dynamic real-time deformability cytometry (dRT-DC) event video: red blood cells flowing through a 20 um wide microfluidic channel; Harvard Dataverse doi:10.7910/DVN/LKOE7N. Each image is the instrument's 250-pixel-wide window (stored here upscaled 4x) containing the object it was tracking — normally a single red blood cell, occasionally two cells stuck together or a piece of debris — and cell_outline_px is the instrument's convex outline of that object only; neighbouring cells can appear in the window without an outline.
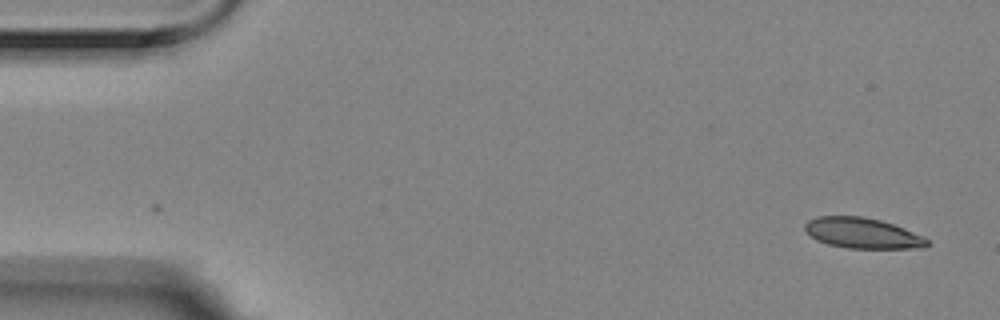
{"species": "Egyptian fruit bat (a non-hibernating species)", "species_latin": "Rousettus aegyptiacus", "temperature_condition": "room temperature", "stored_images_in_passage": 6, "camera_frame_rate_fps": 3000, "um_per_image_px": 0.085, "animal": {"sex": "female"}, "frame": {"image": 1, "passage_image": 1, "time_ms": 0.0, "image_size_px": [1000, 320], "cell_outline_px": [[928, 244], [924, 248], [848, 248], [828, 244], [816, 240], [804, 228], [804, 224], [808, 220], [816, 216], [860, 216], [880, 220], [904, 228], [924, 236], [928, 240]], "centroid_in_image_um": [73.31, 19.81], "position_along_channel_um": 11.7, "area_um2": 21.68}}
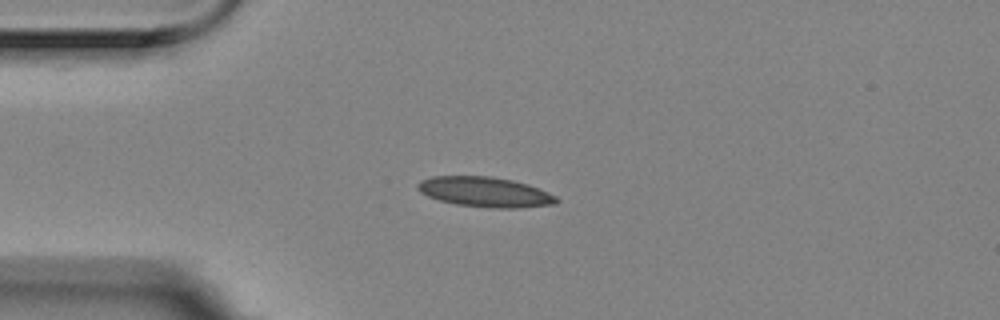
{"frame": {"image": 2, "passage_image": 4, "time_ms": 1.0, "image_size_px": [1000, 320], "cell_outline_px": [[560, 200], [556, 204], [520, 208], [496, 208], [456, 204], [440, 200], [428, 196], [420, 192], [416, 188], [416, 184], [420, 180], [432, 176], [492, 176], [512, 180], [528, 184], [548, 192], [556, 196]], "centroid_in_image_um": [41.23, 16.31], "position_along_channel_um": 43.8, "area_um2": 24.39}}
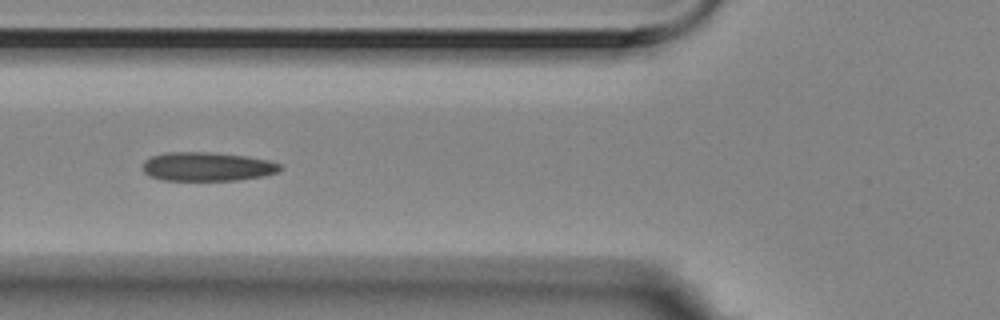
{"frame": {"image": 3, "passage_image": 6, "time_ms": 1.667, "image_size_px": [1000, 320], "cell_outline_px": [[280, 172], [264, 176], [236, 180], [164, 180], [148, 176], [144, 172], [144, 160], [152, 156], [164, 152], [212, 152], [248, 156], [268, 160], [280, 164]], "centroid_in_image_um": [17.62, 14.15], "position_along_channel_um": 108.2, "area_um2": 23.24}}